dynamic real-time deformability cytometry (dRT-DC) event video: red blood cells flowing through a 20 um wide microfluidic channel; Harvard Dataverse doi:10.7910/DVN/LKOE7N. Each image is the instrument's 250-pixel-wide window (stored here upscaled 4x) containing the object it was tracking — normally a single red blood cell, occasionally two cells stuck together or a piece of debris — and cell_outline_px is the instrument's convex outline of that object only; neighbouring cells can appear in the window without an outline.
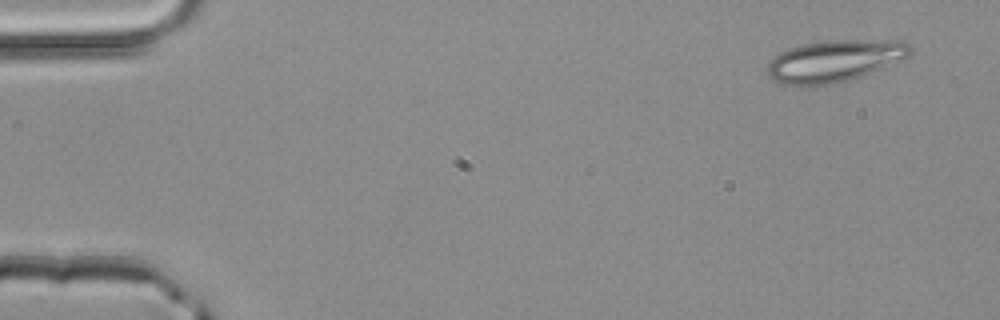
{"species": "common noctule bat (a hibernating species)", "species_latin": "Nyctalus noctula", "temperature_condition": "room temperature", "stored_images_in_passage": 4, "segment_of_instrument_passage": [2, 2], "camera_frame_rate_fps": 3000, "um_per_image_px": 0.085, "animal": {"sex": "male", "body_mass_g": 20.4}, "frame": {"image": 1, "passage_image": 4, "time_ms": 1.0, "image_size_px": [1000, 320], "cell_outline_px": [[912, 56], [860, 76], [848, 80], [828, 84], [784, 84], [768, 76], [768, 64], [780, 52], [788, 48], [804, 44], [828, 40], [908, 40], [912, 48]], "centroid_in_image_um": [71.03, 5.14], "position_along_channel_um": 14.0, "area_um2": 34.45}}